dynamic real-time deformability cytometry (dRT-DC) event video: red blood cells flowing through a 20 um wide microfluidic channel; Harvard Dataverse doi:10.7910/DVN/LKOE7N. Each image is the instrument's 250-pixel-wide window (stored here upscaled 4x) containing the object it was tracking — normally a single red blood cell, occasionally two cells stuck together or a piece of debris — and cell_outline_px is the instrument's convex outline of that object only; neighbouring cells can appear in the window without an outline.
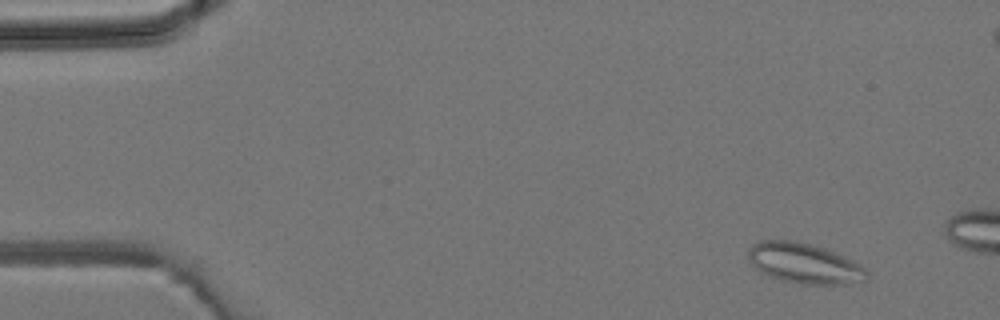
{"species": "common noctule bat (a hibernating species)", "species_latin": "Nyctalus noctula", "temperature_condition": "room temperature", "stored_images_in_passage": 4, "camera_frame_rate_fps": 3000, "um_per_image_px": 0.085, "animal": {"sex": "male", "body_mass_g": 19.2, "forearm_length_mm": 51.8}, "frame": {"image": 1, "passage_image": 2, "time_ms": 1.0, "image_size_px": [1000, 320], "cell_outline_px": [[868, 280], [844, 284], [800, 284], [768, 276], [760, 272], [748, 260], [748, 252], [752, 244], [760, 240], [800, 240], [824, 248], [852, 260], [860, 264], [868, 272]], "centroid_in_image_um": [68.35, 22.37], "position_along_channel_um": 16.7, "area_um2": 27.98}}